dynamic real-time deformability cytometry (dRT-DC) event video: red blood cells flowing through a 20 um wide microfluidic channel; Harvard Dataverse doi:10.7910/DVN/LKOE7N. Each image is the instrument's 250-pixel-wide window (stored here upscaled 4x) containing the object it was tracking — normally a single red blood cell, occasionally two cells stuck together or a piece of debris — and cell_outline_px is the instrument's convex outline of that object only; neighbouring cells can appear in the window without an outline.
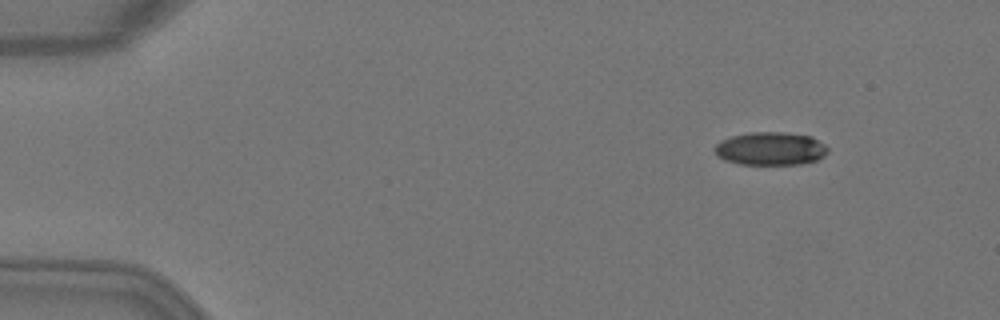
{"species": "Egyptian fruit bat (a non-hibernating species)", "species_latin": "Rousettus aegyptiacus", "temperature_condition": "warm", "stored_images_in_passage": 4, "camera_frame_rate_fps": 3000, "um_per_image_px": 0.085, "animal": {"sex": "female"}, "frame": {"image": 1, "passage_image": 1, "time_ms": 0.0, "image_size_px": [1000, 320], "cell_outline_px": [[828, 152], [824, 156], [816, 160], [800, 164], [740, 164], [724, 160], [716, 156], [712, 148], [720, 140], [732, 136], [748, 132], [784, 132], [812, 136], [824, 144], [828, 148]], "centroid_in_image_um": [65.46, 12.63], "position_along_channel_um": 19.5, "area_um2": 22.08}}